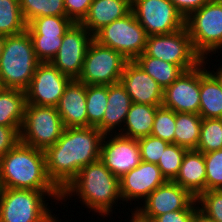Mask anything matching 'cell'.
Returning <instances> with one entry per match:
<instances>
[{"instance_id": "6da1fadb", "label": "cell", "mask_w": 222, "mask_h": 222, "mask_svg": "<svg viewBox=\"0 0 222 222\" xmlns=\"http://www.w3.org/2000/svg\"><path fill=\"white\" fill-rule=\"evenodd\" d=\"M103 137L93 126L65 128L58 141L44 151L48 177L61 192L81 168L100 159Z\"/></svg>"}, {"instance_id": "7a4b0ae2", "label": "cell", "mask_w": 222, "mask_h": 222, "mask_svg": "<svg viewBox=\"0 0 222 222\" xmlns=\"http://www.w3.org/2000/svg\"><path fill=\"white\" fill-rule=\"evenodd\" d=\"M0 188L60 191L48 177L44 151L22 142L0 159Z\"/></svg>"}, {"instance_id": "3957f363", "label": "cell", "mask_w": 222, "mask_h": 222, "mask_svg": "<svg viewBox=\"0 0 222 222\" xmlns=\"http://www.w3.org/2000/svg\"><path fill=\"white\" fill-rule=\"evenodd\" d=\"M72 195L81 198L83 205L104 217L110 216L113 205L116 207L118 200H122L119 178L100 159L80 169L77 177L62 192V201Z\"/></svg>"}, {"instance_id": "277c9868", "label": "cell", "mask_w": 222, "mask_h": 222, "mask_svg": "<svg viewBox=\"0 0 222 222\" xmlns=\"http://www.w3.org/2000/svg\"><path fill=\"white\" fill-rule=\"evenodd\" d=\"M39 63L27 30L5 36L0 55L1 87L26 91Z\"/></svg>"}, {"instance_id": "5b68a950", "label": "cell", "mask_w": 222, "mask_h": 222, "mask_svg": "<svg viewBox=\"0 0 222 222\" xmlns=\"http://www.w3.org/2000/svg\"><path fill=\"white\" fill-rule=\"evenodd\" d=\"M45 196L62 200L61 191L0 188V222H49L55 216Z\"/></svg>"}, {"instance_id": "8992f818", "label": "cell", "mask_w": 222, "mask_h": 222, "mask_svg": "<svg viewBox=\"0 0 222 222\" xmlns=\"http://www.w3.org/2000/svg\"><path fill=\"white\" fill-rule=\"evenodd\" d=\"M195 52L207 59L222 48V0H210L185 19ZM215 51V52H214Z\"/></svg>"}, {"instance_id": "52a82bcc", "label": "cell", "mask_w": 222, "mask_h": 222, "mask_svg": "<svg viewBox=\"0 0 222 222\" xmlns=\"http://www.w3.org/2000/svg\"><path fill=\"white\" fill-rule=\"evenodd\" d=\"M64 129L56 107L26 104L20 142L45 151L58 141Z\"/></svg>"}, {"instance_id": "ba28073f", "label": "cell", "mask_w": 222, "mask_h": 222, "mask_svg": "<svg viewBox=\"0 0 222 222\" xmlns=\"http://www.w3.org/2000/svg\"><path fill=\"white\" fill-rule=\"evenodd\" d=\"M148 35L131 11L125 17L103 26L93 39L103 46L121 53L127 60L134 61L144 53Z\"/></svg>"}, {"instance_id": "9c48e42d", "label": "cell", "mask_w": 222, "mask_h": 222, "mask_svg": "<svg viewBox=\"0 0 222 222\" xmlns=\"http://www.w3.org/2000/svg\"><path fill=\"white\" fill-rule=\"evenodd\" d=\"M128 61L121 53L93 39L86 51L78 81L85 85H110L120 82Z\"/></svg>"}, {"instance_id": "30bf717a", "label": "cell", "mask_w": 222, "mask_h": 222, "mask_svg": "<svg viewBox=\"0 0 222 222\" xmlns=\"http://www.w3.org/2000/svg\"><path fill=\"white\" fill-rule=\"evenodd\" d=\"M144 53L179 65L184 71L194 69L202 62L192 46L186 26L170 34L148 36Z\"/></svg>"}, {"instance_id": "8fae6325", "label": "cell", "mask_w": 222, "mask_h": 222, "mask_svg": "<svg viewBox=\"0 0 222 222\" xmlns=\"http://www.w3.org/2000/svg\"><path fill=\"white\" fill-rule=\"evenodd\" d=\"M131 11L148 36L170 34L185 27V18L170 0H131Z\"/></svg>"}, {"instance_id": "7c38bea8", "label": "cell", "mask_w": 222, "mask_h": 222, "mask_svg": "<svg viewBox=\"0 0 222 222\" xmlns=\"http://www.w3.org/2000/svg\"><path fill=\"white\" fill-rule=\"evenodd\" d=\"M74 24L66 16H46L31 20L27 32L40 62H50L61 47L64 34Z\"/></svg>"}, {"instance_id": "4fadbf2b", "label": "cell", "mask_w": 222, "mask_h": 222, "mask_svg": "<svg viewBox=\"0 0 222 222\" xmlns=\"http://www.w3.org/2000/svg\"><path fill=\"white\" fill-rule=\"evenodd\" d=\"M142 203L143 206L134 210L141 217L152 221L168 212L198 209L196 198L173 181L157 187Z\"/></svg>"}, {"instance_id": "5bb4252c", "label": "cell", "mask_w": 222, "mask_h": 222, "mask_svg": "<svg viewBox=\"0 0 222 222\" xmlns=\"http://www.w3.org/2000/svg\"><path fill=\"white\" fill-rule=\"evenodd\" d=\"M93 35L80 23H74L64 34L61 47L50 61L63 75L78 80L86 51Z\"/></svg>"}, {"instance_id": "9a60e30c", "label": "cell", "mask_w": 222, "mask_h": 222, "mask_svg": "<svg viewBox=\"0 0 222 222\" xmlns=\"http://www.w3.org/2000/svg\"><path fill=\"white\" fill-rule=\"evenodd\" d=\"M71 79L51 62H40L26 92V104L56 107Z\"/></svg>"}, {"instance_id": "2e32d148", "label": "cell", "mask_w": 222, "mask_h": 222, "mask_svg": "<svg viewBox=\"0 0 222 222\" xmlns=\"http://www.w3.org/2000/svg\"><path fill=\"white\" fill-rule=\"evenodd\" d=\"M100 160L120 179L142 161L138 140L118 133L105 134L101 143Z\"/></svg>"}, {"instance_id": "e0dca14e", "label": "cell", "mask_w": 222, "mask_h": 222, "mask_svg": "<svg viewBox=\"0 0 222 222\" xmlns=\"http://www.w3.org/2000/svg\"><path fill=\"white\" fill-rule=\"evenodd\" d=\"M162 106L174 112L199 114L200 107V64L184 71L163 91Z\"/></svg>"}, {"instance_id": "ac0fdd59", "label": "cell", "mask_w": 222, "mask_h": 222, "mask_svg": "<svg viewBox=\"0 0 222 222\" xmlns=\"http://www.w3.org/2000/svg\"><path fill=\"white\" fill-rule=\"evenodd\" d=\"M166 182L157 164L141 161L119 179L120 196L122 201L127 203L141 199L144 201L150 193Z\"/></svg>"}, {"instance_id": "d6986e66", "label": "cell", "mask_w": 222, "mask_h": 222, "mask_svg": "<svg viewBox=\"0 0 222 222\" xmlns=\"http://www.w3.org/2000/svg\"><path fill=\"white\" fill-rule=\"evenodd\" d=\"M133 103L162 106L164 89L135 61H128L120 78Z\"/></svg>"}, {"instance_id": "ffe728a7", "label": "cell", "mask_w": 222, "mask_h": 222, "mask_svg": "<svg viewBox=\"0 0 222 222\" xmlns=\"http://www.w3.org/2000/svg\"><path fill=\"white\" fill-rule=\"evenodd\" d=\"M56 108L65 128L88 127L86 85L71 80Z\"/></svg>"}, {"instance_id": "44dd1931", "label": "cell", "mask_w": 222, "mask_h": 222, "mask_svg": "<svg viewBox=\"0 0 222 222\" xmlns=\"http://www.w3.org/2000/svg\"><path fill=\"white\" fill-rule=\"evenodd\" d=\"M107 103L103 120L96 126L104 135L121 131L133 102L121 82H117L108 85ZM117 127L120 129L114 130Z\"/></svg>"}, {"instance_id": "7402d4cb", "label": "cell", "mask_w": 222, "mask_h": 222, "mask_svg": "<svg viewBox=\"0 0 222 222\" xmlns=\"http://www.w3.org/2000/svg\"><path fill=\"white\" fill-rule=\"evenodd\" d=\"M131 12V0H93L85 18L80 22L92 35L103 26Z\"/></svg>"}, {"instance_id": "603a6c76", "label": "cell", "mask_w": 222, "mask_h": 222, "mask_svg": "<svg viewBox=\"0 0 222 222\" xmlns=\"http://www.w3.org/2000/svg\"><path fill=\"white\" fill-rule=\"evenodd\" d=\"M188 190L195 198L206 191V165L204 154L197 150H187L178 175L173 180Z\"/></svg>"}, {"instance_id": "cb8c5ba5", "label": "cell", "mask_w": 222, "mask_h": 222, "mask_svg": "<svg viewBox=\"0 0 222 222\" xmlns=\"http://www.w3.org/2000/svg\"><path fill=\"white\" fill-rule=\"evenodd\" d=\"M207 61L202 59L200 63L199 115L202 119L222 118V88L218 80L206 70Z\"/></svg>"}, {"instance_id": "d4e9b609", "label": "cell", "mask_w": 222, "mask_h": 222, "mask_svg": "<svg viewBox=\"0 0 222 222\" xmlns=\"http://www.w3.org/2000/svg\"><path fill=\"white\" fill-rule=\"evenodd\" d=\"M159 106L132 103L123 128L118 134L139 139L151 135L156 110Z\"/></svg>"}, {"instance_id": "484cf974", "label": "cell", "mask_w": 222, "mask_h": 222, "mask_svg": "<svg viewBox=\"0 0 222 222\" xmlns=\"http://www.w3.org/2000/svg\"><path fill=\"white\" fill-rule=\"evenodd\" d=\"M26 92L0 87V125L21 127L24 120Z\"/></svg>"}, {"instance_id": "4316f807", "label": "cell", "mask_w": 222, "mask_h": 222, "mask_svg": "<svg viewBox=\"0 0 222 222\" xmlns=\"http://www.w3.org/2000/svg\"><path fill=\"white\" fill-rule=\"evenodd\" d=\"M201 122L202 117L199 114L176 112L174 144L187 150H196L199 143Z\"/></svg>"}, {"instance_id": "83f0119b", "label": "cell", "mask_w": 222, "mask_h": 222, "mask_svg": "<svg viewBox=\"0 0 222 222\" xmlns=\"http://www.w3.org/2000/svg\"><path fill=\"white\" fill-rule=\"evenodd\" d=\"M134 61L163 89L170 86L184 72L179 65L147 56L145 53Z\"/></svg>"}, {"instance_id": "f1b7e54d", "label": "cell", "mask_w": 222, "mask_h": 222, "mask_svg": "<svg viewBox=\"0 0 222 222\" xmlns=\"http://www.w3.org/2000/svg\"><path fill=\"white\" fill-rule=\"evenodd\" d=\"M26 29L19 0H0V34L10 36Z\"/></svg>"}, {"instance_id": "f546056e", "label": "cell", "mask_w": 222, "mask_h": 222, "mask_svg": "<svg viewBox=\"0 0 222 222\" xmlns=\"http://www.w3.org/2000/svg\"><path fill=\"white\" fill-rule=\"evenodd\" d=\"M23 18L31 20L46 16H66L64 0H19Z\"/></svg>"}, {"instance_id": "4dcf8cb0", "label": "cell", "mask_w": 222, "mask_h": 222, "mask_svg": "<svg viewBox=\"0 0 222 222\" xmlns=\"http://www.w3.org/2000/svg\"><path fill=\"white\" fill-rule=\"evenodd\" d=\"M108 99V85H86L88 127H96L104 117Z\"/></svg>"}, {"instance_id": "1f68e13d", "label": "cell", "mask_w": 222, "mask_h": 222, "mask_svg": "<svg viewBox=\"0 0 222 222\" xmlns=\"http://www.w3.org/2000/svg\"><path fill=\"white\" fill-rule=\"evenodd\" d=\"M222 149V118L202 119L197 151L203 154Z\"/></svg>"}, {"instance_id": "d6a6232c", "label": "cell", "mask_w": 222, "mask_h": 222, "mask_svg": "<svg viewBox=\"0 0 222 222\" xmlns=\"http://www.w3.org/2000/svg\"><path fill=\"white\" fill-rule=\"evenodd\" d=\"M176 112L159 106L156 110L151 135L174 144Z\"/></svg>"}, {"instance_id": "836d02e7", "label": "cell", "mask_w": 222, "mask_h": 222, "mask_svg": "<svg viewBox=\"0 0 222 222\" xmlns=\"http://www.w3.org/2000/svg\"><path fill=\"white\" fill-rule=\"evenodd\" d=\"M187 149L170 143L159 159L157 166L167 181H173L179 173Z\"/></svg>"}, {"instance_id": "e575fe53", "label": "cell", "mask_w": 222, "mask_h": 222, "mask_svg": "<svg viewBox=\"0 0 222 222\" xmlns=\"http://www.w3.org/2000/svg\"><path fill=\"white\" fill-rule=\"evenodd\" d=\"M206 191L222 190V149L204 154Z\"/></svg>"}, {"instance_id": "d590c367", "label": "cell", "mask_w": 222, "mask_h": 222, "mask_svg": "<svg viewBox=\"0 0 222 222\" xmlns=\"http://www.w3.org/2000/svg\"><path fill=\"white\" fill-rule=\"evenodd\" d=\"M198 209L216 222H222V190H207L196 197ZM201 206V207H200Z\"/></svg>"}, {"instance_id": "8d00e7d4", "label": "cell", "mask_w": 222, "mask_h": 222, "mask_svg": "<svg viewBox=\"0 0 222 222\" xmlns=\"http://www.w3.org/2000/svg\"><path fill=\"white\" fill-rule=\"evenodd\" d=\"M138 140L141 160L148 163L158 164L165 149L170 144L167 141L152 135L141 137Z\"/></svg>"}, {"instance_id": "74e56055", "label": "cell", "mask_w": 222, "mask_h": 222, "mask_svg": "<svg viewBox=\"0 0 222 222\" xmlns=\"http://www.w3.org/2000/svg\"><path fill=\"white\" fill-rule=\"evenodd\" d=\"M93 0H64L66 17L80 23L88 13Z\"/></svg>"}, {"instance_id": "f35d334b", "label": "cell", "mask_w": 222, "mask_h": 222, "mask_svg": "<svg viewBox=\"0 0 222 222\" xmlns=\"http://www.w3.org/2000/svg\"><path fill=\"white\" fill-rule=\"evenodd\" d=\"M21 127H7L0 125V159L20 142Z\"/></svg>"}, {"instance_id": "ab89813d", "label": "cell", "mask_w": 222, "mask_h": 222, "mask_svg": "<svg viewBox=\"0 0 222 222\" xmlns=\"http://www.w3.org/2000/svg\"><path fill=\"white\" fill-rule=\"evenodd\" d=\"M196 210H178L157 216L153 222H192Z\"/></svg>"}, {"instance_id": "60d3db41", "label": "cell", "mask_w": 222, "mask_h": 222, "mask_svg": "<svg viewBox=\"0 0 222 222\" xmlns=\"http://www.w3.org/2000/svg\"><path fill=\"white\" fill-rule=\"evenodd\" d=\"M186 19L192 12L199 10L210 0H170Z\"/></svg>"}, {"instance_id": "b9f144b4", "label": "cell", "mask_w": 222, "mask_h": 222, "mask_svg": "<svg viewBox=\"0 0 222 222\" xmlns=\"http://www.w3.org/2000/svg\"><path fill=\"white\" fill-rule=\"evenodd\" d=\"M192 222H216V221L213 220L212 218L208 217L207 215H205L199 209H197L195 211L194 216H193Z\"/></svg>"}, {"instance_id": "7bdbcfd3", "label": "cell", "mask_w": 222, "mask_h": 222, "mask_svg": "<svg viewBox=\"0 0 222 222\" xmlns=\"http://www.w3.org/2000/svg\"><path fill=\"white\" fill-rule=\"evenodd\" d=\"M132 219L129 222H153L152 220L141 217L136 211H132Z\"/></svg>"}, {"instance_id": "ee69618b", "label": "cell", "mask_w": 222, "mask_h": 222, "mask_svg": "<svg viewBox=\"0 0 222 222\" xmlns=\"http://www.w3.org/2000/svg\"><path fill=\"white\" fill-rule=\"evenodd\" d=\"M209 72L218 80V82L222 88V65H221V67H219V69L216 72H214V70L209 71Z\"/></svg>"}, {"instance_id": "f6af8a7d", "label": "cell", "mask_w": 222, "mask_h": 222, "mask_svg": "<svg viewBox=\"0 0 222 222\" xmlns=\"http://www.w3.org/2000/svg\"><path fill=\"white\" fill-rule=\"evenodd\" d=\"M4 40H5V36L0 34V55L2 53V48H3Z\"/></svg>"}, {"instance_id": "bcb514c9", "label": "cell", "mask_w": 222, "mask_h": 222, "mask_svg": "<svg viewBox=\"0 0 222 222\" xmlns=\"http://www.w3.org/2000/svg\"><path fill=\"white\" fill-rule=\"evenodd\" d=\"M59 222L58 218H56V216L54 218H52L49 222ZM61 222V221H60Z\"/></svg>"}]
</instances>
